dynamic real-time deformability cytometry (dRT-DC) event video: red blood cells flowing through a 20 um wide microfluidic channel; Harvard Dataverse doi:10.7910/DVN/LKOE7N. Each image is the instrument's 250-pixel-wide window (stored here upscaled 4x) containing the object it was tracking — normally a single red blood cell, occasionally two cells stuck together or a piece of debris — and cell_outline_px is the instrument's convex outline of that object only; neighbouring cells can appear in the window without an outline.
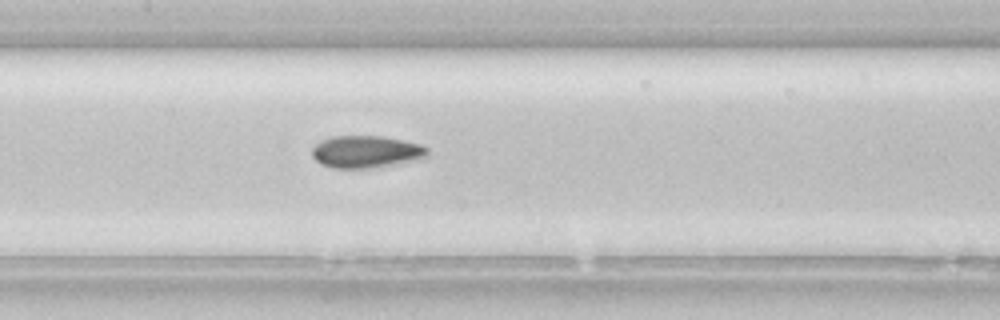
{"species": "common noctule bat (a hibernating species)", "species_latin": "Nyctalus noctula", "temperature_condition": "room temperature", "stored_images_in_passage": 34, "camera_frame_rate_fps": 3000, "um_per_image_px": 0.085, "animal": {"sex": "female", "body_mass_g": 22.7, "forearm_length_mm": 54.2}, "frame": {"image": 1, "passage_image": 10, "time_ms": 3.0, "image_size_px": [1000, 320], "cell_outline_px": [[428, 152], [420, 160], [368, 168], [332, 168], [320, 164], [312, 156], [312, 148], [320, 140], [332, 136], [380, 136], [420, 144], [428, 148]], "centroid_in_image_um": [31.08, 12.9], "position_along_channel_um": 176.3, "area_um2": 21.62}}
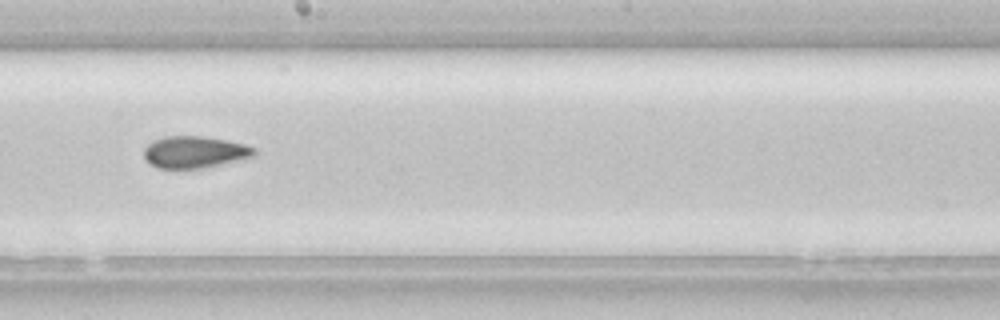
{"frame": {"image": 2, "passage_image": 14, "time_ms": 4.333, "image_size_px": [1000, 320], "cell_outline_px": [[256, 156], [248, 160], [204, 168], [156, 168], [144, 160], [144, 148], [152, 140], [164, 136], [204, 136], [244, 144], [256, 148]], "centroid_in_image_um": [16.59, 12.94], "position_along_channel_um": 231.6, "area_um2": 21.04}}
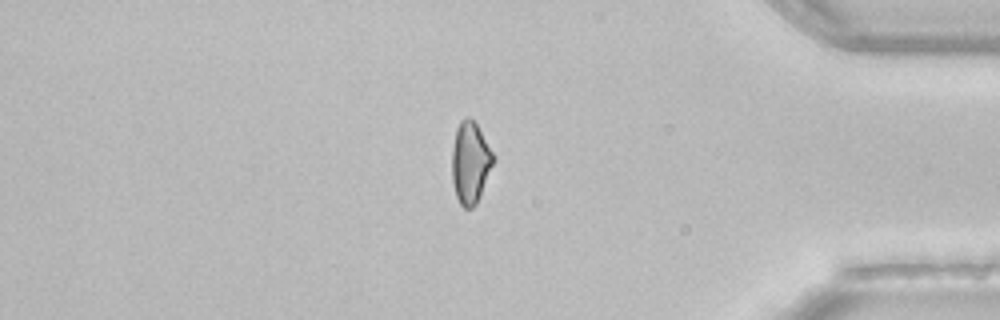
{"frame": {"image": 3, "passage_image": 28, "time_ms": 9.0, "image_size_px": [1000, 320], "cell_outline_px": [[496, 160], [480, 196], [476, 204], [472, 208], [464, 208], [460, 204], [456, 196], [452, 180], [452, 148], [456, 128], [460, 120], [464, 116], [468, 116], [476, 124], [496, 156]], "centroid_in_image_um": [39.99, 13.81], "position_along_channel_um": 395.2, "area_um2": 20.0}, "authors_computed_cell_mechanics": {"area_um2": 20.6635, "velocity_mm_per_s": 4.1506, "shape_relaxation_time_tau1_ms": null, "shape_relaxation_time_tau2_ms": 5.1389, "deformation_change_tau1": null, "deformation_change_tau2": 0.1146}}